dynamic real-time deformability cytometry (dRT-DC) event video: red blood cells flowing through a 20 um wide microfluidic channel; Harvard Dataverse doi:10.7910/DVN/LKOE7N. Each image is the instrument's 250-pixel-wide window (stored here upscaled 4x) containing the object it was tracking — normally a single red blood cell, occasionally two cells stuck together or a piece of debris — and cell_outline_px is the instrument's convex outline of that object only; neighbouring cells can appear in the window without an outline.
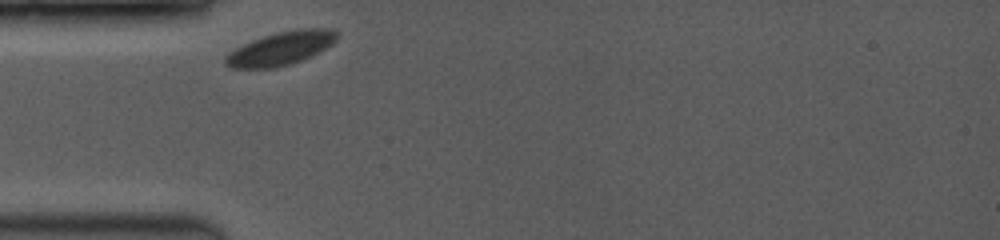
{"species": "common noctule bat (a hibernating species)", "species_latin": "Nyctalus noctula", "temperature_condition": "room temperature", "stored_images_in_passage": 30, "camera_frame_rate_fps": 3500, "um_per_image_px": 0.085, "animal": {"sex": "female", "body_mass_g": 19.0, "forearm_length_mm": 53.3}, "frame": {"image": 1, "passage_image": 1, "time_ms": 0.0, "image_size_px": [1000, 240], "cell_outline_px": [[340, 36], [332, 44], [320, 52], [312, 56], [276, 68], [232, 68], [224, 64], [224, 56], [228, 52], [252, 40], [276, 32], [296, 28], [332, 28]], "centroid_in_image_um": [23.88, 4.1], "position_along_channel_um": 61.1, "area_um2": 21.91}}
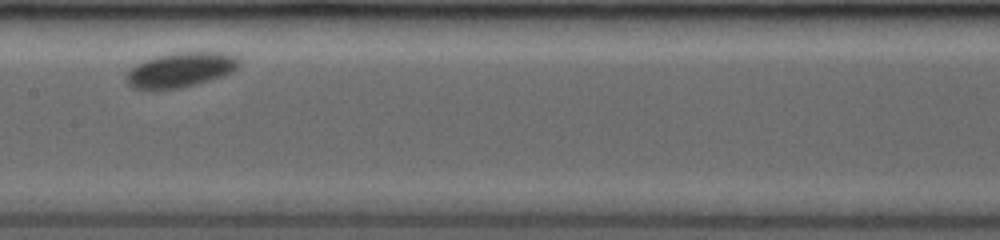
{"frame": {"image": 2, "passage_image": 16, "time_ms": 3.714, "image_size_px": [1000, 240], "cell_outline_px": [[240, 64], [232, 72], [224, 76], [196, 84], [180, 88], [132, 88], [128, 84], [124, 76], [136, 64], [144, 60], [156, 56], [176, 52], [224, 52], [240, 56]], "centroid_in_image_um": [15.4, 5.91], "position_along_channel_um": 192.0, "area_um2": 22.89}}
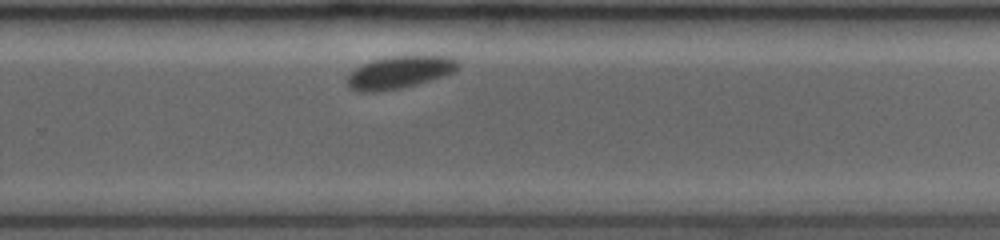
{"frame": {"image": 3, "passage_image": 30, "time_ms": 6.571, "image_size_px": [1000, 240], "cell_outline_px": [[460, 68], [444, 76], [432, 80], [404, 88], [380, 92], [356, 92], [348, 88], [348, 76], [356, 68], [372, 60], [392, 56], [456, 56], [460, 60]], "centroid_in_image_um": [34.02, 6.16], "position_along_channel_um": 295.8, "area_um2": 21.33}}